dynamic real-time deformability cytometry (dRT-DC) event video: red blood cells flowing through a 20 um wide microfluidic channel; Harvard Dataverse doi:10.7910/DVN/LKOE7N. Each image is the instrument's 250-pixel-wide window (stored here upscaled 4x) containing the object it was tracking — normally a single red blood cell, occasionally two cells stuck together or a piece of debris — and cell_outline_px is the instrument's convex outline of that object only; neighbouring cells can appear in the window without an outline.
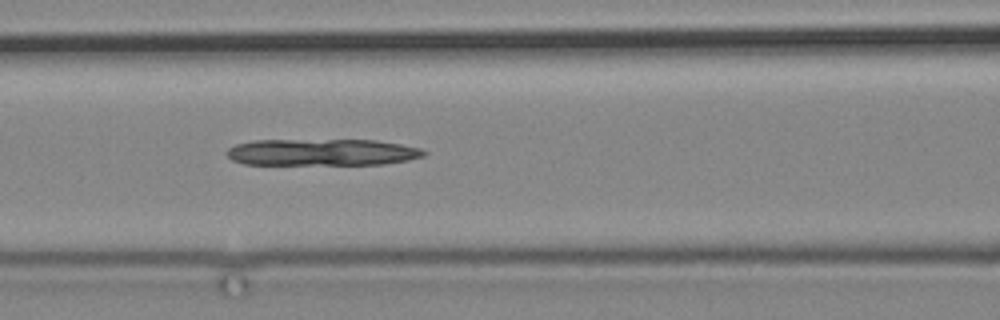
{"species": "common noctule bat (a hibernating species)", "species_latin": "Nyctalus noctula", "temperature_condition": "cold", "stored_images_in_passage": 7, "camera_frame_rate_fps": 3000, "um_per_image_px": 0.085, "animal": {"sex": "male", "body_mass_g": 19.2, "forearm_length_mm": 51.8}, "frame": {"image": 1, "passage_image": 7, "time_ms": 7.333, "image_size_px": [1000, 320], "cell_outline_px": [[428, 152], [424, 156], [408, 160], [384, 164], [244, 164], [232, 160], [224, 152], [228, 148], [236, 144], [252, 140], [376, 140], [400, 144], [420, 148]], "centroid_in_image_um": [27.35, 12.94], "position_along_channel_um": 139.2, "area_um2": 30.75}}